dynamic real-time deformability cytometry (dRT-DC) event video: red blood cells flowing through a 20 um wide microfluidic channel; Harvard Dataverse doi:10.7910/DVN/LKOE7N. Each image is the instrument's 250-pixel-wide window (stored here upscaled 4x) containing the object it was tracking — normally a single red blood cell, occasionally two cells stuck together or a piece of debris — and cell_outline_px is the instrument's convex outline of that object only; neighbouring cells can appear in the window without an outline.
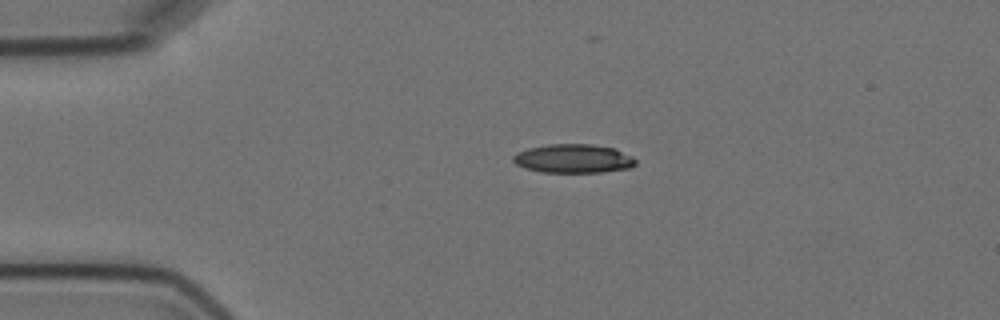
{"species": "Egyptian fruit bat (a non-hibernating species)", "species_latin": "Rousettus aegyptiacus", "temperature_condition": "cold", "stored_images_in_passage": 2, "camera_frame_rate_fps": 3000, "um_per_image_px": 0.085, "animal": {"sex": "female"}, "frame": {"image": 1, "passage_image": 1, "time_ms": 0.0, "image_size_px": [1000, 320], "cell_outline_px": [[636, 164], [632, 168], [604, 172], [540, 172], [524, 168], [516, 164], [512, 160], [512, 156], [516, 152], [528, 148], [548, 144], [592, 144], [616, 148], [632, 156], [636, 160]], "centroid_in_image_um": [48.75, 13.48], "position_along_channel_um": 36.3, "area_um2": 20.87}}